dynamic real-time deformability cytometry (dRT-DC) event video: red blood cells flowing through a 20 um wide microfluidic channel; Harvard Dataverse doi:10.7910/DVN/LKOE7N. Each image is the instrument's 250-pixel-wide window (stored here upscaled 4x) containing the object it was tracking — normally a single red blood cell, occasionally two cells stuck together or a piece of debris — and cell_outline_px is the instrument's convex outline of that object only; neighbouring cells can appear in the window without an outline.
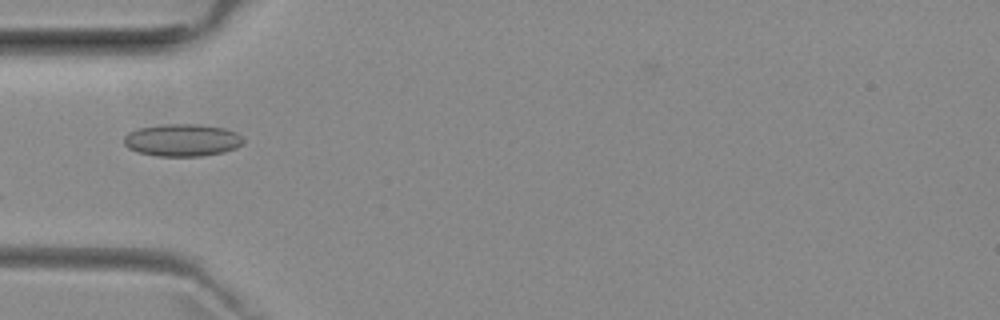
{"species": "common noctule bat (a hibernating species)", "species_latin": "Nyctalus noctula", "temperature_condition": "room temperature", "stored_images_in_passage": 22, "camera_frame_rate_fps": 3000, "um_per_image_px": 0.085, "animal": {"sex": "female", "body_mass_g": 29.2, "forearm_length_mm": 56.3}, "frame": {"image": 1, "passage_image": 1, "time_ms": 0.0, "image_size_px": [1000, 320], "cell_outline_px": [[244, 144], [236, 148], [224, 152], [200, 156], [156, 156], [140, 152], [128, 148], [124, 144], [124, 136], [128, 132], [140, 128], [164, 124], [200, 124], [224, 128], [236, 132], [244, 140]], "centroid_in_image_um": [15.51, 11.91], "position_along_channel_um": 69.5, "area_um2": 22.54}}
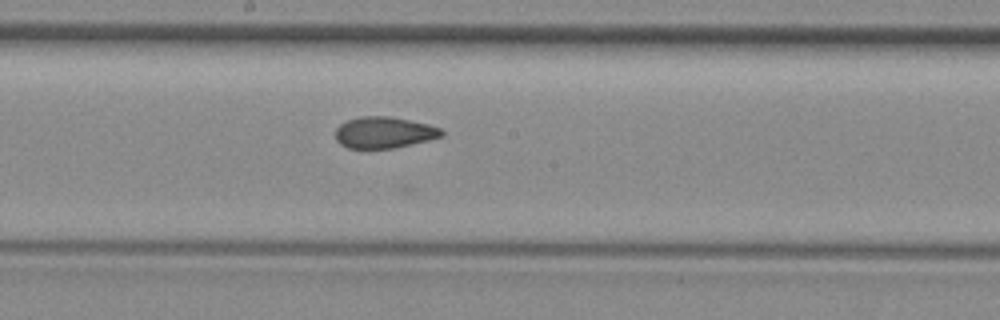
{"frame": {"image": 2, "passage_image": 12, "time_ms": 3.667, "image_size_px": [1000, 320], "cell_outline_px": [[444, 136], [428, 140], [392, 148], [348, 148], [340, 144], [336, 140], [336, 128], [340, 124], [348, 120], [360, 116], [388, 116], [428, 124], [440, 128], [444, 132]], "centroid_in_image_um": [32.63, 11.26], "position_along_channel_um": 215.6, "area_um2": 19.25}}
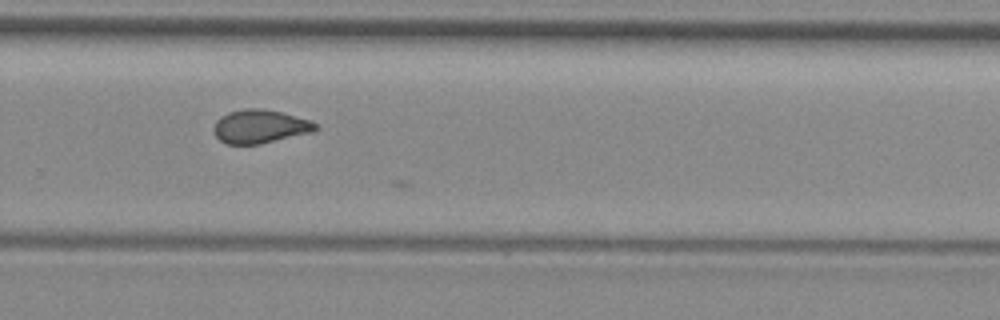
{"frame": {"image": 3, "passage_image": 19, "time_ms": 6.0, "image_size_px": [1000, 320], "cell_outline_px": [[320, 128], [312, 132], [260, 144], [228, 144], [220, 140], [216, 136], [216, 120], [220, 116], [228, 112], [244, 108], [260, 108], [280, 112], [312, 120]], "centroid_in_image_um": [22.13, 10.74], "position_along_channel_um": 307.7, "area_um2": 19.77}}